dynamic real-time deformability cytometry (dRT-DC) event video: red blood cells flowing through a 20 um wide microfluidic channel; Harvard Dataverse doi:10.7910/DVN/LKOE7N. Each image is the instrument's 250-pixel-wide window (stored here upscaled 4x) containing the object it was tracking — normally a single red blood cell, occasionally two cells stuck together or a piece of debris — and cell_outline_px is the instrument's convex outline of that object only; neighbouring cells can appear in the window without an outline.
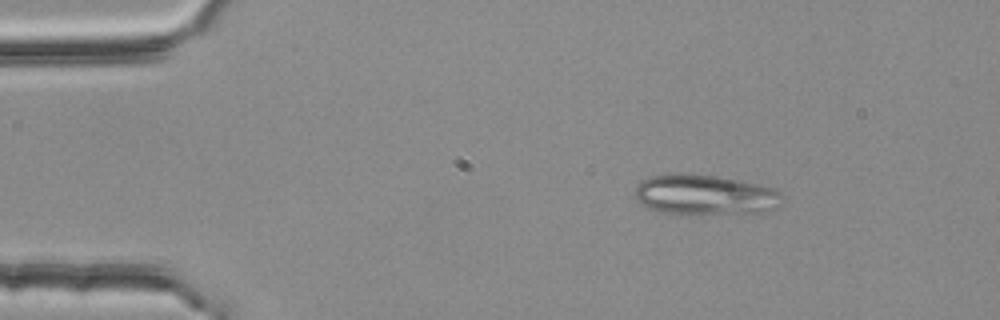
{"species": "common noctule bat (a hibernating species)", "species_latin": "Nyctalus noctula", "temperature_condition": "room temperature", "stored_images_in_passage": 47, "camera_frame_rate_fps": 3000, "um_per_image_px": 0.085, "animal": {"sex": "female", "body_mass_g": 25.1}, "frame": {"image": 1, "passage_image": 1, "time_ms": 0.0, "image_size_px": [1000, 320], "cell_outline_px": [[780, 196], [776, 208], [764, 212], [660, 212], [648, 208], [636, 196], [636, 184], [652, 176], [676, 172], [680, 172], [712, 176], [760, 184], [772, 188], [780, 192]], "centroid_in_image_um": [59.89, 16.52], "position_along_channel_um": 25.1, "area_um2": 33.35}}
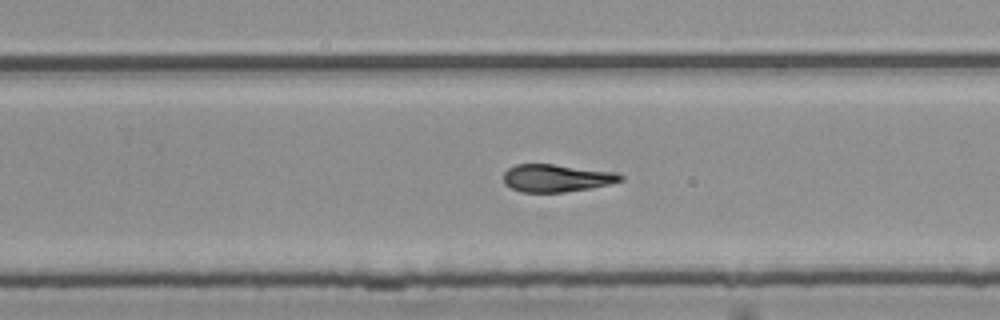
{"frame": {"image": 2, "passage_image": 27, "time_ms": 8.667, "image_size_px": [1000, 320], "cell_outline_px": [[624, 180], [592, 188], [564, 192], [520, 192], [504, 184], [504, 172], [508, 168], [516, 164], [552, 164], [616, 172], [624, 176]], "centroid_in_image_um": [47.3, 15.14], "position_along_channel_um": 282.5, "area_um2": 18.84}}
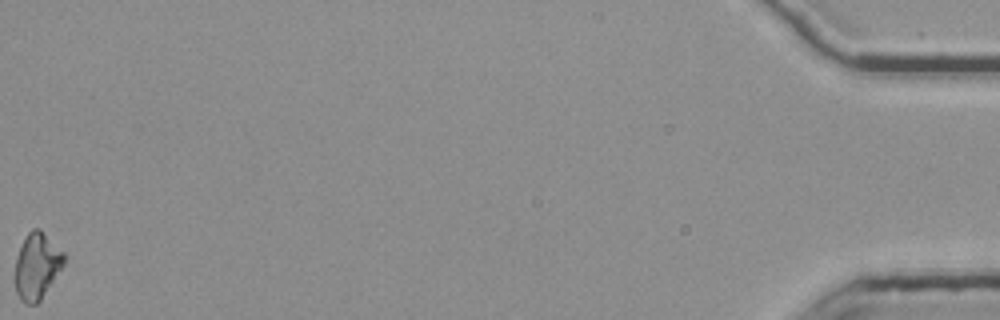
{"frame": {"image": 3, "passage_image": 47, "time_ms": 15.333, "image_size_px": [1000, 320], "cell_outline_px": [[64, 264], [40, 300], [36, 304], [24, 304], [16, 292], [12, 280], [12, 276], [16, 256], [28, 232], [32, 228], [36, 228], [64, 252]], "centroid_in_image_um": [3.07, 22.67], "position_along_channel_um": 432.1, "area_um2": 18.84}, "authors_computed_cell_mechanics": {"area_um2": 19.4786, "velocity_mm_per_s": 3.7837, "shape_relaxation_time_tau1_ms": null, "shape_relaxation_time_tau2_ms": 5.7891, "deformation_change_tau1": null, "deformation_change_tau2": 0.1235}}